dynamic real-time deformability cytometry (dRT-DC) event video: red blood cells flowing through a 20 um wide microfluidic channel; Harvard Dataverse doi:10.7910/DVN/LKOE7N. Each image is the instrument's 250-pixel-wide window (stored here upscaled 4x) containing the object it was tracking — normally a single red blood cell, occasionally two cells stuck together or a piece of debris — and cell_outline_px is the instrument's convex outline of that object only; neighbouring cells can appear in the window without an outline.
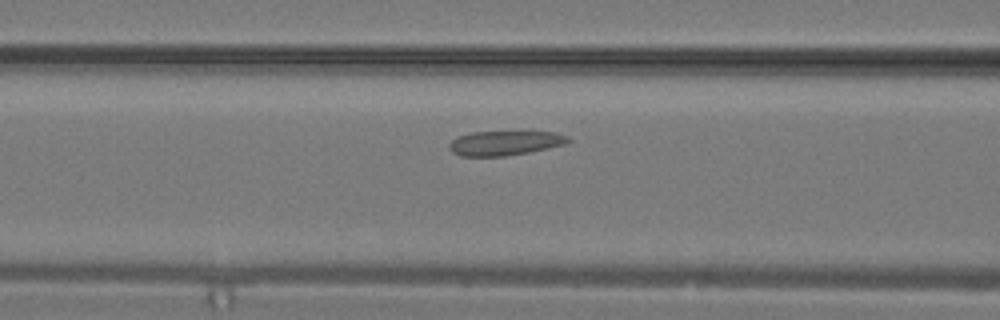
{"species": "common noctule bat (a hibernating species)", "species_latin": "Nyctalus noctula", "temperature_condition": "warm", "stored_images_in_passage": 20, "camera_frame_rate_fps": 3000, "um_per_image_px": 0.085, "animal": {"sex": "male", "body_mass_g": 19.2, "forearm_length_mm": 51.8}, "frame": {"image": 1, "passage_image": 10, "time_ms": 3.0, "image_size_px": [1000, 320], "cell_outline_px": [[572, 140], [564, 144], [548, 148], [528, 152], [504, 156], [460, 156], [452, 152], [448, 148], [448, 144], [456, 136], [472, 132], [556, 132], [568, 136]], "centroid_in_image_um": [42.88, 12.16], "position_along_channel_um": 123.7, "area_um2": 16.99}}
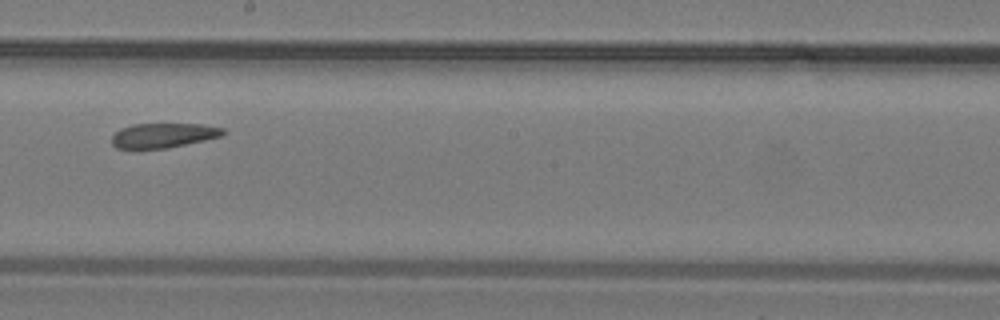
{"frame": {"image": 2, "passage_image": 15, "time_ms": 4.667, "image_size_px": [1000, 320], "cell_outline_px": [[228, 132], [220, 136], [204, 140], [168, 148], [116, 148], [112, 144], [112, 136], [120, 128], [132, 124], [200, 124], [224, 128]], "centroid_in_image_um": [13.89, 11.5], "position_along_channel_um": 234.3, "area_um2": 15.9}}
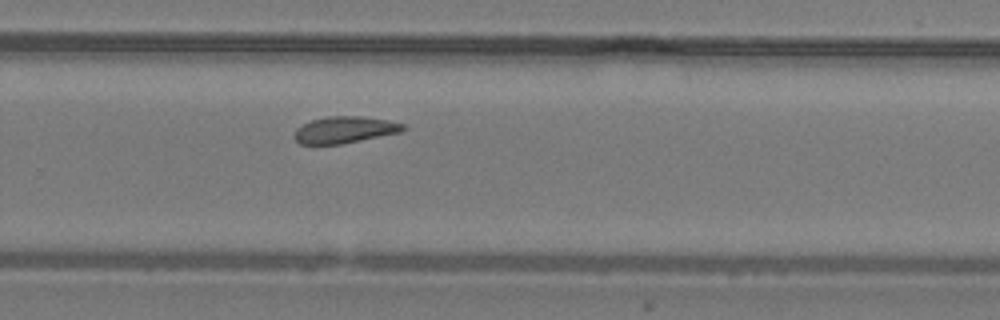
{"frame": {"image": 3, "passage_image": 18, "time_ms": 5.667, "image_size_px": [1000, 320], "cell_outline_px": [[408, 128], [400, 132], [340, 144], [300, 144], [296, 140], [296, 128], [312, 120], [328, 116], [364, 116], [388, 120], [404, 124]], "centroid_in_image_um": [29.34, 11.02], "position_along_channel_um": 300.5, "area_um2": 16.7}}